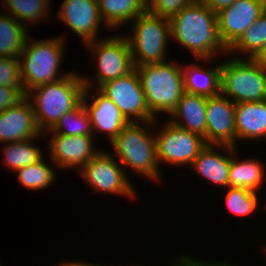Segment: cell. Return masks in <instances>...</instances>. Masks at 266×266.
Wrapping results in <instances>:
<instances>
[{"label":"cell","mask_w":266,"mask_h":266,"mask_svg":"<svg viewBox=\"0 0 266 266\" xmlns=\"http://www.w3.org/2000/svg\"><path fill=\"white\" fill-rule=\"evenodd\" d=\"M171 39L178 42L197 61L205 64L214 56L228 55L218 32L217 14L201 0H195L169 19Z\"/></svg>","instance_id":"obj_1"},{"label":"cell","mask_w":266,"mask_h":266,"mask_svg":"<svg viewBox=\"0 0 266 266\" xmlns=\"http://www.w3.org/2000/svg\"><path fill=\"white\" fill-rule=\"evenodd\" d=\"M74 72L57 82L35 87L26 94L42 134L50 130L66 112L82 103L85 84L81 74Z\"/></svg>","instance_id":"obj_2"},{"label":"cell","mask_w":266,"mask_h":266,"mask_svg":"<svg viewBox=\"0 0 266 266\" xmlns=\"http://www.w3.org/2000/svg\"><path fill=\"white\" fill-rule=\"evenodd\" d=\"M157 122V123H156ZM158 120L129 122L123 130L111 141L113 152L118 162L124 168H132L133 173L144 175L150 180L159 182L162 178L157 160L156 139L151 130L158 125ZM145 124L146 126H142ZM153 126V127H152ZM152 127V128H151ZM149 132V133H148ZM127 166V167H126Z\"/></svg>","instance_id":"obj_3"},{"label":"cell","mask_w":266,"mask_h":266,"mask_svg":"<svg viewBox=\"0 0 266 266\" xmlns=\"http://www.w3.org/2000/svg\"><path fill=\"white\" fill-rule=\"evenodd\" d=\"M65 39L53 37L45 40L31 41L27 38L23 51L19 54L20 75L23 88L27 94L31 89L49 83L57 82L71 72H59L65 53Z\"/></svg>","instance_id":"obj_4"},{"label":"cell","mask_w":266,"mask_h":266,"mask_svg":"<svg viewBox=\"0 0 266 266\" xmlns=\"http://www.w3.org/2000/svg\"><path fill=\"white\" fill-rule=\"evenodd\" d=\"M150 113L170 115L184 91L182 64L173 61L135 66Z\"/></svg>","instance_id":"obj_5"},{"label":"cell","mask_w":266,"mask_h":266,"mask_svg":"<svg viewBox=\"0 0 266 266\" xmlns=\"http://www.w3.org/2000/svg\"><path fill=\"white\" fill-rule=\"evenodd\" d=\"M132 24V30L125 37L130 46L134 67L167 61V46L171 39L169 19L147 10Z\"/></svg>","instance_id":"obj_6"},{"label":"cell","mask_w":266,"mask_h":266,"mask_svg":"<svg viewBox=\"0 0 266 266\" xmlns=\"http://www.w3.org/2000/svg\"><path fill=\"white\" fill-rule=\"evenodd\" d=\"M221 93L235 104L266 100V69L254 59L232 56L221 63Z\"/></svg>","instance_id":"obj_7"},{"label":"cell","mask_w":266,"mask_h":266,"mask_svg":"<svg viewBox=\"0 0 266 266\" xmlns=\"http://www.w3.org/2000/svg\"><path fill=\"white\" fill-rule=\"evenodd\" d=\"M84 46L93 54L94 59H97L98 67L97 72H94V81L89 76L82 75L85 87L95 86L99 89L103 84L124 76L135 68L128 40L123 34L90 41ZM95 82L97 84H94Z\"/></svg>","instance_id":"obj_8"},{"label":"cell","mask_w":266,"mask_h":266,"mask_svg":"<svg viewBox=\"0 0 266 266\" xmlns=\"http://www.w3.org/2000/svg\"><path fill=\"white\" fill-rule=\"evenodd\" d=\"M95 192L136 198V190L112 152L99 151L78 172Z\"/></svg>","instance_id":"obj_9"},{"label":"cell","mask_w":266,"mask_h":266,"mask_svg":"<svg viewBox=\"0 0 266 266\" xmlns=\"http://www.w3.org/2000/svg\"><path fill=\"white\" fill-rule=\"evenodd\" d=\"M160 130V131H159ZM158 164L191 167L194 159L207 145L204 138L182 129L169 120L155 131Z\"/></svg>","instance_id":"obj_10"},{"label":"cell","mask_w":266,"mask_h":266,"mask_svg":"<svg viewBox=\"0 0 266 266\" xmlns=\"http://www.w3.org/2000/svg\"><path fill=\"white\" fill-rule=\"evenodd\" d=\"M99 90L119 108L128 122L155 121L150 113L138 72L128 74L103 84Z\"/></svg>","instance_id":"obj_11"},{"label":"cell","mask_w":266,"mask_h":266,"mask_svg":"<svg viewBox=\"0 0 266 266\" xmlns=\"http://www.w3.org/2000/svg\"><path fill=\"white\" fill-rule=\"evenodd\" d=\"M265 11L266 0H236L218 12V32L224 46L229 49Z\"/></svg>","instance_id":"obj_12"},{"label":"cell","mask_w":266,"mask_h":266,"mask_svg":"<svg viewBox=\"0 0 266 266\" xmlns=\"http://www.w3.org/2000/svg\"><path fill=\"white\" fill-rule=\"evenodd\" d=\"M52 135V136H51ZM48 153L57 168L80 170L101 149L94 146V136L50 134ZM96 147V148H94Z\"/></svg>","instance_id":"obj_13"},{"label":"cell","mask_w":266,"mask_h":266,"mask_svg":"<svg viewBox=\"0 0 266 266\" xmlns=\"http://www.w3.org/2000/svg\"><path fill=\"white\" fill-rule=\"evenodd\" d=\"M235 105L222 93L207 97L206 144L236 147Z\"/></svg>","instance_id":"obj_14"},{"label":"cell","mask_w":266,"mask_h":266,"mask_svg":"<svg viewBox=\"0 0 266 266\" xmlns=\"http://www.w3.org/2000/svg\"><path fill=\"white\" fill-rule=\"evenodd\" d=\"M56 16L86 44L98 40L100 24L103 20L100 15L97 0H64Z\"/></svg>","instance_id":"obj_15"},{"label":"cell","mask_w":266,"mask_h":266,"mask_svg":"<svg viewBox=\"0 0 266 266\" xmlns=\"http://www.w3.org/2000/svg\"><path fill=\"white\" fill-rule=\"evenodd\" d=\"M82 103L89 115L94 137L96 132H103L111 142L129 123L112 100L97 88L85 87Z\"/></svg>","instance_id":"obj_16"},{"label":"cell","mask_w":266,"mask_h":266,"mask_svg":"<svg viewBox=\"0 0 266 266\" xmlns=\"http://www.w3.org/2000/svg\"><path fill=\"white\" fill-rule=\"evenodd\" d=\"M34 110L25 96L16 105L0 113V143L20 142L42 137Z\"/></svg>","instance_id":"obj_17"},{"label":"cell","mask_w":266,"mask_h":266,"mask_svg":"<svg viewBox=\"0 0 266 266\" xmlns=\"http://www.w3.org/2000/svg\"><path fill=\"white\" fill-rule=\"evenodd\" d=\"M225 150L228 154L217 151ZM231 164V146L207 144L194 159L191 169L205 180L223 187L229 186V169Z\"/></svg>","instance_id":"obj_18"},{"label":"cell","mask_w":266,"mask_h":266,"mask_svg":"<svg viewBox=\"0 0 266 266\" xmlns=\"http://www.w3.org/2000/svg\"><path fill=\"white\" fill-rule=\"evenodd\" d=\"M207 97L184 92L176 108L169 115L174 125L201 135L206 142Z\"/></svg>","instance_id":"obj_19"},{"label":"cell","mask_w":266,"mask_h":266,"mask_svg":"<svg viewBox=\"0 0 266 266\" xmlns=\"http://www.w3.org/2000/svg\"><path fill=\"white\" fill-rule=\"evenodd\" d=\"M235 116L236 147L237 140L266 139V100L237 103Z\"/></svg>","instance_id":"obj_20"},{"label":"cell","mask_w":266,"mask_h":266,"mask_svg":"<svg viewBox=\"0 0 266 266\" xmlns=\"http://www.w3.org/2000/svg\"><path fill=\"white\" fill-rule=\"evenodd\" d=\"M184 91L212 97L221 93V63L215 67H201L196 62L182 63Z\"/></svg>","instance_id":"obj_21"},{"label":"cell","mask_w":266,"mask_h":266,"mask_svg":"<svg viewBox=\"0 0 266 266\" xmlns=\"http://www.w3.org/2000/svg\"><path fill=\"white\" fill-rule=\"evenodd\" d=\"M237 151V147L231 146L229 187L246 188L254 192L259 191L262 184L265 183L264 164L255 158L240 160Z\"/></svg>","instance_id":"obj_22"},{"label":"cell","mask_w":266,"mask_h":266,"mask_svg":"<svg viewBox=\"0 0 266 266\" xmlns=\"http://www.w3.org/2000/svg\"><path fill=\"white\" fill-rule=\"evenodd\" d=\"M104 27L119 28L148 10V0H97Z\"/></svg>","instance_id":"obj_23"},{"label":"cell","mask_w":266,"mask_h":266,"mask_svg":"<svg viewBox=\"0 0 266 266\" xmlns=\"http://www.w3.org/2000/svg\"><path fill=\"white\" fill-rule=\"evenodd\" d=\"M3 14V15H2ZM29 36L27 26L8 13L0 14V57H19Z\"/></svg>","instance_id":"obj_24"},{"label":"cell","mask_w":266,"mask_h":266,"mask_svg":"<svg viewBox=\"0 0 266 266\" xmlns=\"http://www.w3.org/2000/svg\"><path fill=\"white\" fill-rule=\"evenodd\" d=\"M5 13L27 27L32 24L47 21L50 17L51 0H3ZM8 11V12H7Z\"/></svg>","instance_id":"obj_25"},{"label":"cell","mask_w":266,"mask_h":266,"mask_svg":"<svg viewBox=\"0 0 266 266\" xmlns=\"http://www.w3.org/2000/svg\"><path fill=\"white\" fill-rule=\"evenodd\" d=\"M265 45L266 11L255 21V23L250 25L241 37L228 49V55L231 57V54L235 53L236 55L233 57H236L242 54L243 58L254 59Z\"/></svg>","instance_id":"obj_26"},{"label":"cell","mask_w":266,"mask_h":266,"mask_svg":"<svg viewBox=\"0 0 266 266\" xmlns=\"http://www.w3.org/2000/svg\"><path fill=\"white\" fill-rule=\"evenodd\" d=\"M34 139H27L20 142H8L4 143L3 146V163L10 170L15 172L16 170L26 167L30 164L36 163L41 160L43 152L41 151L39 145L36 146Z\"/></svg>","instance_id":"obj_27"},{"label":"cell","mask_w":266,"mask_h":266,"mask_svg":"<svg viewBox=\"0 0 266 266\" xmlns=\"http://www.w3.org/2000/svg\"><path fill=\"white\" fill-rule=\"evenodd\" d=\"M48 133L67 136H94L91 121L83 103L66 112L50 130L43 134L46 136Z\"/></svg>","instance_id":"obj_28"},{"label":"cell","mask_w":266,"mask_h":266,"mask_svg":"<svg viewBox=\"0 0 266 266\" xmlns=\"http://www.w3.org/2000/svg\"><path fill=\"white\" fill-rule=\"evenodd\" d=\"M15 173H17L19 184L22 185L24 189L26 188L34 191L49 188L57 178L54 169L46 163L44 158L36 163L16 170Z\"/></svg>","instance_id":"obj_29"},{"label":"cell","mask_w":266,"mask_h":266,"mask_svg":"<svg viewBox=\"0 0 266 266\" xmlns=\"http://www.w3.org/2000/svg\"><path fill=\"white\" fill-rule=\"evenodd\" d=\"M225 204L236 216H250L259 206L258 193L246 188L227 187Z\"/></svg>","instance_id":"obj_30"},{"label":"cell","mask_w":266,"mask_h":266,"mask_svg":"<svg viewBox=\"0 0 266 266\" xmlns=\"http://www.w3.org/2000/svg\"><path fill=\"white\" fill-rule=\"evenodd\" d=\"M0 86L17 88L26 96L20 75L19 57H0Z\"/></svg>","instance_id":"obj_31"},{"label":"cell","mask_w":266,"mask_h":266,"mask_svg":"<svg viewBox=\"0 0 266 266\" xmlns=\"http://www.w3.org/2000/svg\"><path fill=\"white\" fill-rule=\"evenodd\" d=\"M194 1L195 0H148V11L154 15L170 19Z\"/></svg>","instance_id":"obj_32"},{"label":"cell","mask_w":266,"mask_h":266,"mask_svg":"<svg viewBox=\"0 0 266 266\" xmlns=\"http://www.w3.org/2000/svg\"><path fill=\"white\" fill-rule=\"evenodd\" d=\"M24 97L17 88L0 86V113L16 105Z\"/></svg>","instance_id":"obj_33"},{"label":"cell","mask_w":266,"mask_h":266,"mask_svg":"<svg viewBox=\"0 0 266 266\" xmlns=\"http://www.w3.org/2000/svg\"><path fill=\"white\" fill-rule=\"evenodd\" d=\"M180 258L177 259L173 262V266H225L228 262H224L222 260V262H214V261H200L199 259L196 260L194 257L192 258V256L189 257V255H180L178 256Z\"/></svg>","instance_id":"obj_34"},{"label":"cell","mask_w":266,"mask_h":266,"mask_svg":"<svg viewBox=\"0 0 266 266\" xmlns=\"http://www.w3.org/2000/svg\"><path fill=\"white\" fill-rule=\"evenodd\" d=\"M207 7L214 13H218L221 10L232 5L236 0H201Z\"/></svg>","instance_id":"obj_35"},{"label":"cell","mask_w":266,"mask_h":266,"mask_svg":"<svg viewBox=\"0 0 266 266\" xmlns=\"http://www.w3.org/2000/svg\"><path fill=\"white\" fill-rule=\"evenodd\" d=\"M56 266H105V265H100V264H93V263H85V261L84 262H82V261H76V262H74V261H67V262H61V263H59L58 265H56ZM107 266V265H106Z\"/></svg>","instance_id":"obj_36"},{"label":"cell","mask_w":266,"mask_h":266,"mask_svg":"<svg viewBox=\"0 0 266 266\" xmlns=\"http://www.w3.org/2000/svg\"><path fill=\"white\" fill-rule=\"evenodd\" d=\"M254 60L262 66L264 69H266V45L263 47V49L259 52V54L254 58Z\"/></svg>","instance_id":"obj_37"},{"label":"cell","mask_w":266,"mask_h":266,"mask_svg":"<svg viewBox=\"0 0 266 266\" xmlns=\"http://www.w3.org/2000/svg\"><path fill=\"white\" fill-rule=\"evenodd\" d=\"M233 264L231 263H227L225 266H232ZM233 266H236V265H233Z\"/></svg>","instance_id":"obj_38"}]
</instances>
